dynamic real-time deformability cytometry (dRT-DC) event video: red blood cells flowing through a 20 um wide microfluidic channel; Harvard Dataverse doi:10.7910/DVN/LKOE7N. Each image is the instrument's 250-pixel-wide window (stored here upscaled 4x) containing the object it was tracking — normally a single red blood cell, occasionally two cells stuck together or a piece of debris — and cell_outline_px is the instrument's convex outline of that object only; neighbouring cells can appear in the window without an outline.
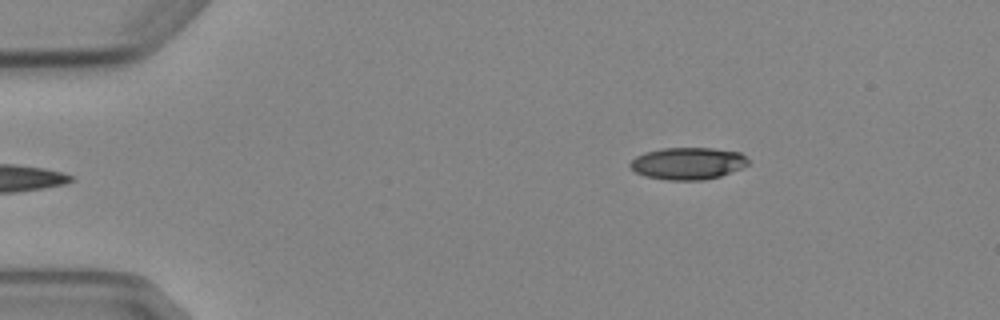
{"species": "Egyptian fruit bat (a non-hibernating species)", "species_latin": "Rousettus aegyptiacus", "temperature_condition": "cold", "stored_images_in_passage": 6, "camera_frame_rate_fps": 3000, "um_per_image_px": 0.085, "animal": {"sex": "female"}, "frame": {"image": 1, "passage_image": 6, "time_ms": 6.0, "image_size_px": [1000, 320], "cell_outline_px": [[748, 164], [740, 168], [720, 176], [704, 180], [668, 180], [644, 176], [636, 172], [628, 164], [636, 156], [644, 152], [664, 148], [712, 148], [740, 152], [748, 160]], "centroid_in_image_um": [58.44, 13.89], "position_along_channel_um": 26.6, "area_um2": 21.96}}